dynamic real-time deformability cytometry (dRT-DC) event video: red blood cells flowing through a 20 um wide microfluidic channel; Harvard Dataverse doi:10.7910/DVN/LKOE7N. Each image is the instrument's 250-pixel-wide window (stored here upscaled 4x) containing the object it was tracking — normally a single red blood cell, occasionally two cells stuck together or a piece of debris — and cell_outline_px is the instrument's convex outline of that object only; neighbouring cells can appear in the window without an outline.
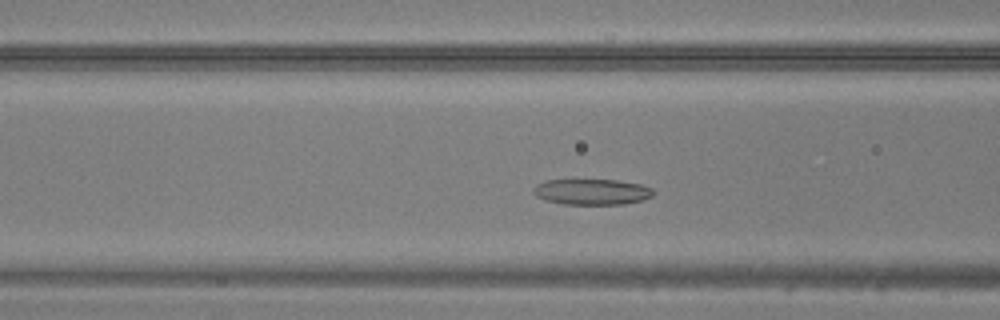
{"species": "common noctule bat (a hibernating species)", "species_latin": "Nyctalus noctula", "temperature_condition": "warm", "stored_images_in_passage": 41, "camera_frame_rate_fps": 3000, "um_per_image_px": 0.085, "animal": {"sex": "male", "body_mass_g": 20.5, "forearm_length_mm": 52.5}, "frame": {"image": 1, "passage_image": 12, "time_ms": 3.667, "image_size_px": [1000, 320], "cell_outline_px": [[652, 196], [640, 200], [624, 204], [564, 204], [548, 200], [536, 196], [532, 192], [532, 188], [536, 184], [548, 180], [616, 180], [640, 184], [652, 188]], "centroid_in_image_um": [50.28, 16.3], "position_along_channel_um": 116.3, "area_um2": 17.8}}
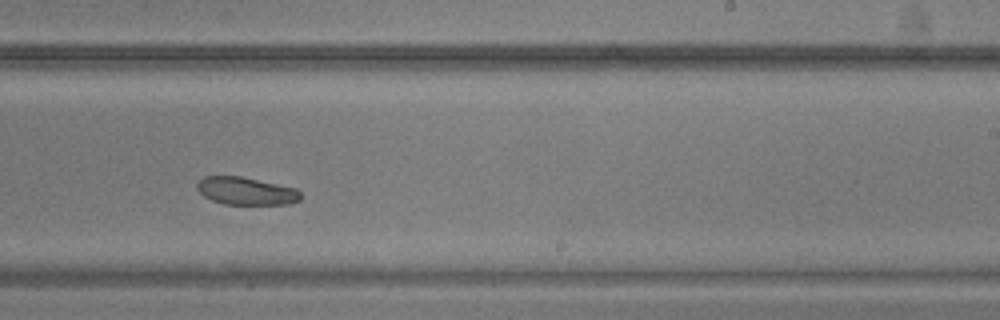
{"frame": {"image": 2, "passage_image": 23, "time_ms": 7.333, "image_size_px": [1000, 320], "cell_outline_px": [[300, 200], [288, 204], [224, 204], [212, 200], [204, 196], [196, 188], [196, 184], [204, 176], [240, 176], [296, 188], [300, 192]], "centroid_in_image_um": [20.9, 16.23], "position_along_channel_um": 268.1, "area_um2": 16.59}}
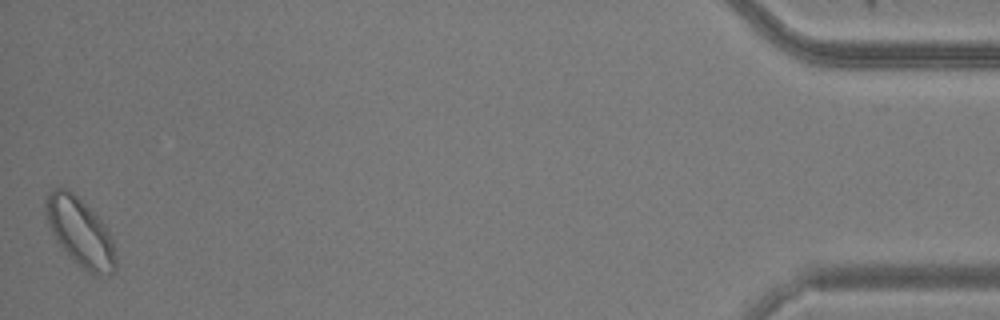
{"frame": {"image": 3, "passage_image": 41, "time_ms": 13.333, "image_size_px": [1000, 320], "cell_outline_px": [[116, 272], [112, 276], [96, 276], [88, 272], [72, 260], [56, 240], [48, 224], [44, 200], [48, 192], [52, 188], [68, 188], [108, 228], [112, 240], [116, 256]], "centroid_in_image_um": [6.83, 19.78], "position_along_channel_um": 428.4, "area_um2": 27.92}}